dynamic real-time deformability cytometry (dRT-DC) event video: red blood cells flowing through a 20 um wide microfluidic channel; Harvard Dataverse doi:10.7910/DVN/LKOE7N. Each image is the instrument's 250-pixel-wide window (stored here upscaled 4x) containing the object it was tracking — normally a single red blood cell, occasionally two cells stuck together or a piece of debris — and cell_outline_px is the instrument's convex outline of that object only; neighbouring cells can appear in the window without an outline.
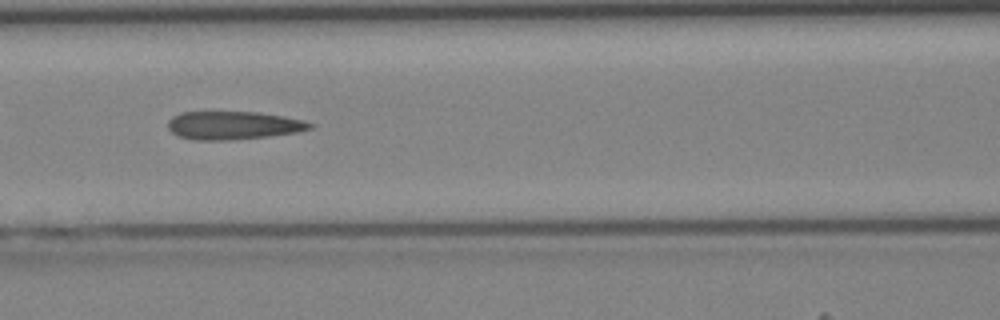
{"species": "Egyptian fruit bat (a non-hibernating species)", "species_latin": "Rousettus aegyptiacus", "temperature_condition": "cold", "stored_images_in_passage": 43, "segment_of_instrument_passage": [1, 2], "camera_frame_rate_fps": 3000, "um_per_image_px": 0.085, "animal": {"sex": "female"}, "frame": {"image": 1, "passage_image": 18, "time_ms": 5.667, "image_size_px": [1000, 320], "cell_outline_px": [[316, 124], [312, 128], [300, 132], [236, 140], [192, 140], [176, 136], [168, 128], [168, 120], [172, 116], [180, 112], [256, 112], [284, 116], [304, 120]], "centroid_in_image_um": [19.84, 10.66], "position_along_channel_um": 146.8, "area_um2": 23.7}}
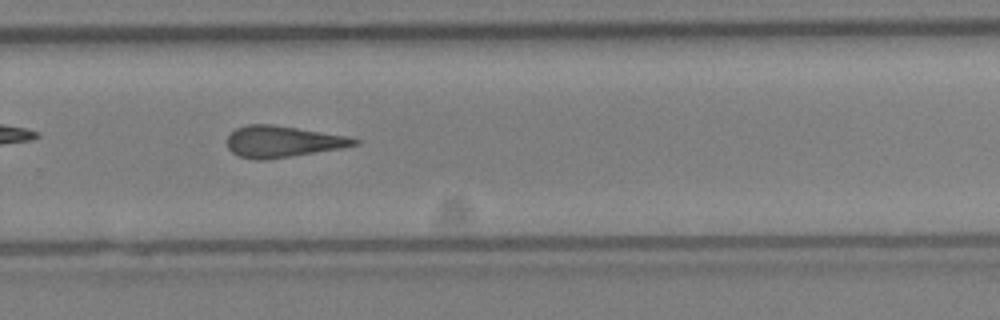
{"frame": {"image": 2, "passage_image": 28, "time_ms": 9.0, "image_size_px": [1000, 320], "cell_outline_px": [[360, 144], [344, 148], [268, 160], [252, 160], [240, 156], [232, 152], [228, 148], [228, 136], [236, 128], [248, 124], [272, 124], [348, 136], [360, 140]], "centroid_in_image_um": [24.06, 12.04], "position_along_channel_um": 305.7, "area_um2": 23.47}}
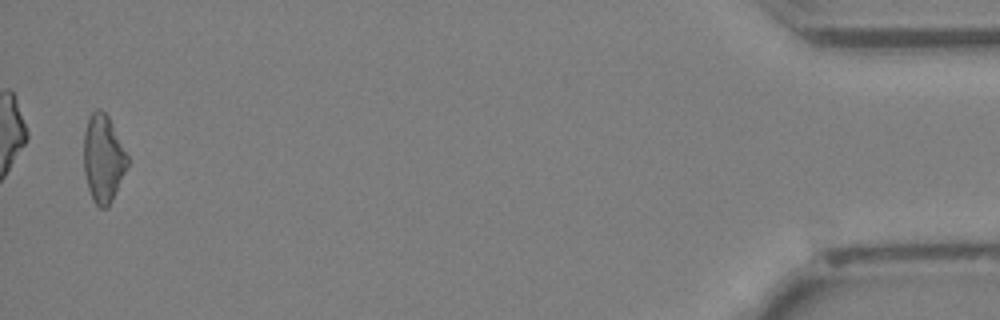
{"frame": {"image": 3, "passage_image": 41, "time_ms": 13.333, "image_size_px": [1000, 320], "cell_outline_px": [[128, 164], [108, 208], [100, 208], [92, 200], [88, 188], [84, 172], [84, 132], [88, 116], [96, 108], [100, 108], [108, 116], [128, 156]], "centroid_in_image_um": [8.75, 13.46], "position_along_channel_um": 426.5, "area_um2": 22.2}}